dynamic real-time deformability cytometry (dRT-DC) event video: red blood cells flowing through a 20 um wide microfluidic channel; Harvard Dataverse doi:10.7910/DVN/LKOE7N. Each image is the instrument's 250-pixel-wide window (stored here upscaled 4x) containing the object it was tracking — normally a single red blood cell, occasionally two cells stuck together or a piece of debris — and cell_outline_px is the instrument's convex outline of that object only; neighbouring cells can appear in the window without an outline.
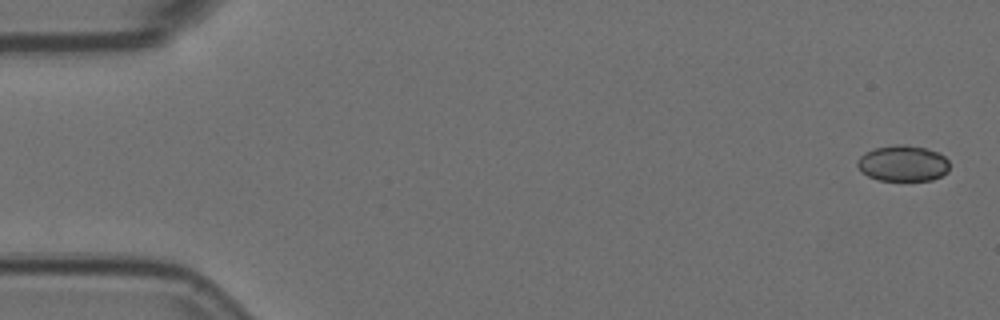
{"species": "Egyptian fruit bat (a non-hibernating species)", "species_latin": "Rousettus aegyptiacus", "temperature_condition": "room temperature", "stored_images_in_passage": 5, "camera_frame_rate_fps": 3000, "um_per_image_px": 0.085, "animal": {"sex": "female"}, "frame": {"image": 1, "passage_image": 1, "time_ms": 0.0, "image_size_px": [1000, 320], "cell_outline_px": [[948, 172], [932, 180], [880, 180], [868, 176], [860, 172], [856, 164], [856, 160], [864, 152], [876, 148], [896, 144], [904, 144], [924, 148], [936, 152], [944, 156], [948, 160]], "centroid_in_image_um": [76.7, 13.88], "position_along_channel_um": 8.3, "area_um2": 19.31}}
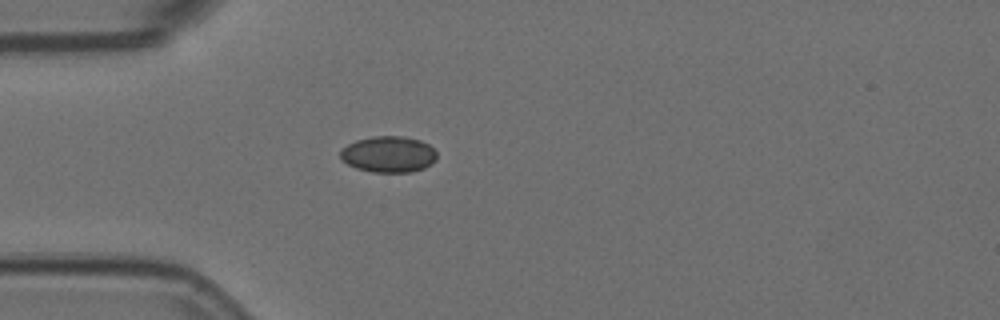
{"frame": {"image": 2, "passage_image": 5, "time_ms": 1.333, "image_size_px": [1000, 320], "cell_outline_px": [[436, 160], [432, 164], [424, 168], [412, 172], [372, 172], [356, 168], [348, 164], [340, 156], [340, 148], [356, 140], [372, 136], [404, 136], [420, 140], [428, 144], [436, 152]], "centroid_in_image_um": [33.03, 13.11], "position_along_channel_um": 52.0, "area_um2": 20.46}}